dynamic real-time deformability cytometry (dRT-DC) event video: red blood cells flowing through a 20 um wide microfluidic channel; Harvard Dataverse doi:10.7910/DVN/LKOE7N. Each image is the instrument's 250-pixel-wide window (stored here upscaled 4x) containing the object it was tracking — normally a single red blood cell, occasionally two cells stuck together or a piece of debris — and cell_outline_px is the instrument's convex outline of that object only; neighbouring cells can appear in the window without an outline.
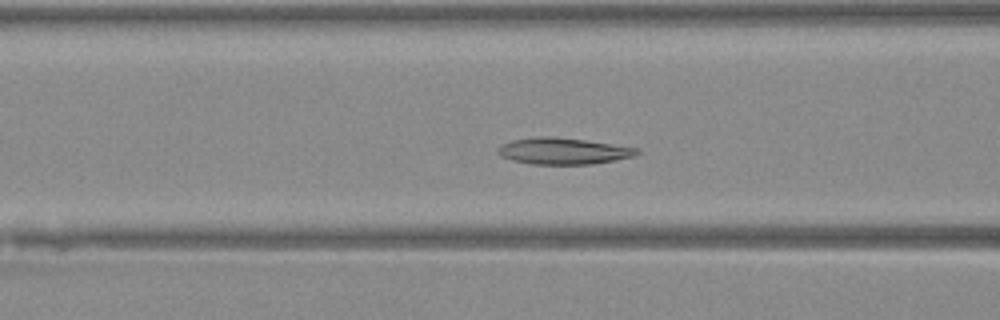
{"species": "Egyptian fruit bat (a non-hibernating species)", "species_latin": "Rousettus aegyptiacus", "temperature_condition": "warm", "stored_images_in_passage": 45, "camera_frame_rate_fps": 3000, "um_per_image_px": 0.085, "animal": {"sex": "female"}, "frame": {"image": 1, "passage_image": 15, "time_ms": 4.667, "image_size_px": [1000, 320], "cell_outline_px": [[640, 152], [636, 156], [616, 160], [592, 164], [532, 164], [512, 160], [500, 156], [496, 152], [496, 148], [512, 140], [540, 136], [552, 136], [584, 140], [640, 148]], "centroid_in_image_um": [47.89, 12.84], "position_along_channel_um": 118.7, "area_um2": 21.5}}
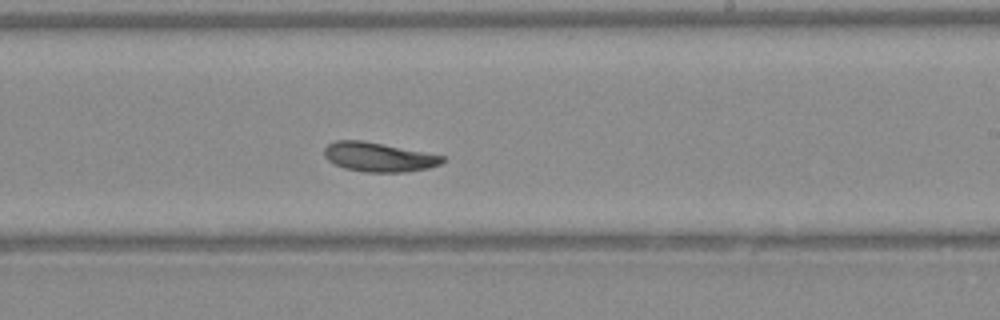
{"frame": {"image": 2, "passage_image": 25, "time_ms": 8.0, "image_size_px": [1000, 320], "cell_outline_px": [[444, 160], [440, 164], [428, 168], [404, 172], [364, 172], [344, 168], [328, 160], [324, 156], [324, 148], [328, 144], [336, 140], [360, 140], [424, 152], [444, 156]], "centroid_in_image_um": [32.15, 13.35], "position_along_channel_um": 256.8, "area_um2": 19.88}}
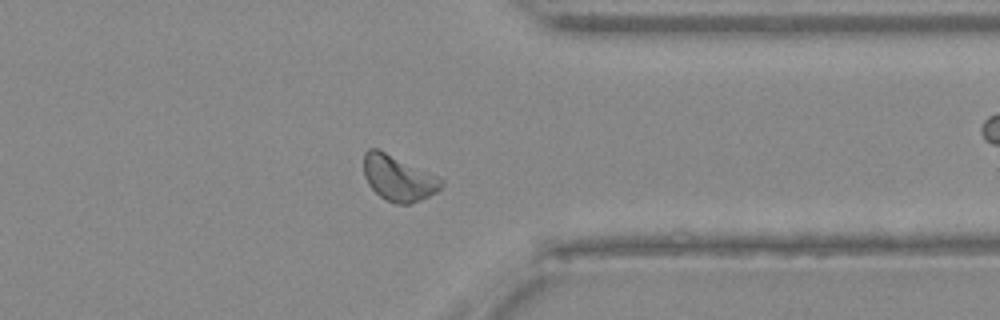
{"frame": {"image": 3, "passage_image": 34, "time_ms": 11.0, "image_size_px": [1000, 320], "cell_outline_px": [[444, 184], [436, 192], [420, 200], [408, 204], [396, 204], [380, 196], [368, 184], [364, 176], [364, 152], [368, 148], [376, 148], [436, 176], [444, 180]], "centroid_in_image_um": [33.83, 15.15], "position_along_channel_um": 377.6, "area_um2": 20.11}}